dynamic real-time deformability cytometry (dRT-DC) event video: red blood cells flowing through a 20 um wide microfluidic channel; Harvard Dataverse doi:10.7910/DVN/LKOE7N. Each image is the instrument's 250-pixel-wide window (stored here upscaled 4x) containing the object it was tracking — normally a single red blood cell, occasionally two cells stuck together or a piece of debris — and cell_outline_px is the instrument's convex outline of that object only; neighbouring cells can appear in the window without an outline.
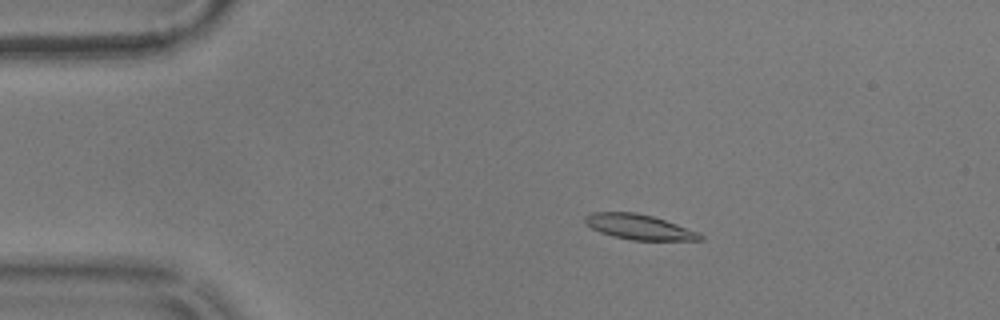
{"species": "common noctule bat (a hibernating species)", "species_latin": "Nyctalus noctula", "temperature_condition": "warm", "stored_images_in_passage": 28, "camera_frame_rate_fps": 3000, "um_per_image_px": 0.085, "animal": {"sex": "male", "body_mass_g": 17.9}, "frame": {"image": 1, "passage_image": 11, "time_ms": 3.333, "image_size_px": [1000, 320], "cell_outline_px": [[704, 240], [632, 240], [612, 236], [600, 232], [592, 228], [584, 220], [584, 216], [592, 212], [636, 212], [652, 216], [700, 232], [704, 236]], "centroid_in_image_um": [54.34, 19.29], "position_along_channel_um": 30.7, "area_um2": 16.82}}
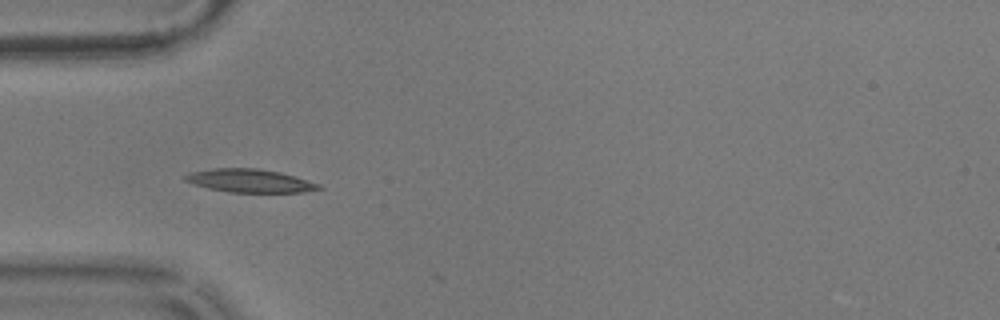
{"frame": {"image": 2, "passage_image": 18, "time_ms": 5.667, "image_size_px": [1000, 320], "cell_outline_px": [[324, 188], [304, 192], [228, 192], [208, 188], [192, 184], [184, 180], [184, 176], [192, 172], [216, 168], [260, 168], [280, 172], [320, 184]], "centroid_in_image_um": [21.24, 15.36], "position_along_channel_um": 63.8, "area_um2": 18.03}}
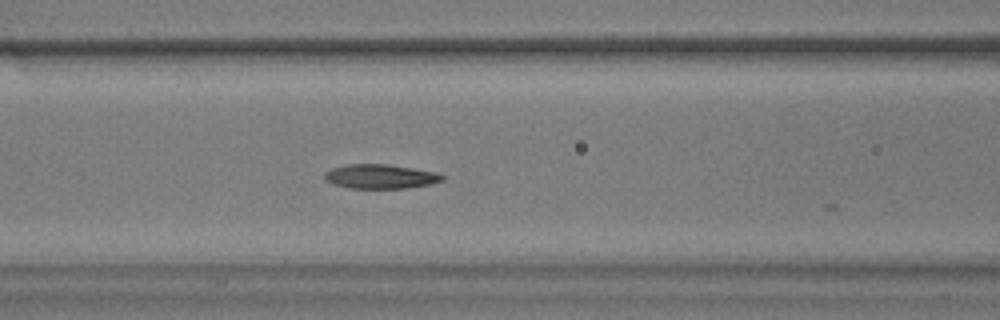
{"frame": {"image": 3, "passage_image": 24, "time_ms": 7.667, "image_size_px": [1000, 320], "cell_outline_px": [[444, 180], [432, 184], [404, 188], [348, 188], [332, 184], [324, 180], [324, 172], [332, 168], [348, 164], [384, 164], [412, 168], [436, 172], [444, 176]], "centroid_in_image_um": [32.3, 15.0], "position_along_channel_um": 134.3, "area_um2": 16.7}}